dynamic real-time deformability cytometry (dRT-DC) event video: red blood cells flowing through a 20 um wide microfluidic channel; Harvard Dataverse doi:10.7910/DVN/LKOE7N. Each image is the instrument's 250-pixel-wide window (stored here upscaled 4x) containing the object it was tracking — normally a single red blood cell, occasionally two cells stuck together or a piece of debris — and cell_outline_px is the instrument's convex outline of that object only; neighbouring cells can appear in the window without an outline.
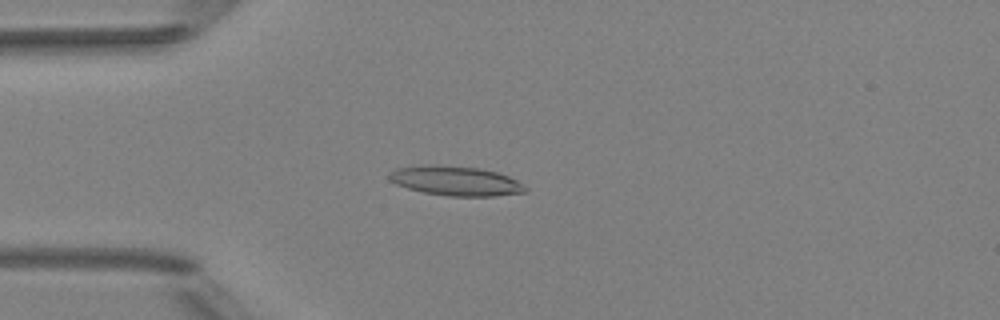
{"species": "Egyptian fruit bat (a non-hibernating species)", "species_latin": "Rousettus aegyptiacus", "temperature_condition": "room temperature", "stored_images_in_passage": 5, "camera_frame_rate_fps": 3000, "um_per_image_px": 0.085, "animal": {"sex": "female"}, "frame": {"image": 1, "passage_image": 4, "time_ms": 3.667, "image_size_px": [1000, 320], "cell_outline_px": [[528, 192], [496, 196], [448, 196], [424, 192], [408, 188], [396, 184], [388, 176], [396, 168], [432, 164], [476, 168], [496, 172], [508, 176], [524, 184], [528, 188]], "centroid_in_image_um": [38.79, 15.38], "position_along_channel_um": 46.2, "area_um2": 23.24}}